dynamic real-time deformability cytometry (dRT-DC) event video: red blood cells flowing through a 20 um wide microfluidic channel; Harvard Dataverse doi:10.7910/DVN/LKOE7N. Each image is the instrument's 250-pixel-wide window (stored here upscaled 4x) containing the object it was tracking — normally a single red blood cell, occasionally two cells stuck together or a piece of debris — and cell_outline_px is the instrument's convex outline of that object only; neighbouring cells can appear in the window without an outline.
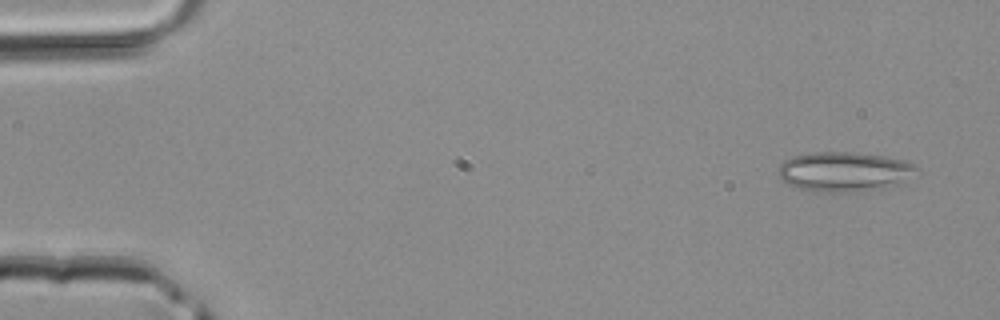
{"species": "common noctule bat (a hibernating species)", "species_latin": "Nyctalus noctula", "temperature_condition": "room temperature", "stored_images_in_passage": 4, "camera_frame_rate_fps": 3000, "um_per_image_px": 0.085, "animal": {"sex": "male", "body_mass_g": 20.4}, "frame": {"image": 1, "passage_image": 1, "time_ms": 0.0, "image_size_px": [1000, 320], "cell_outline_px": [[920, 172], [900, 180], [856, 192], [824, 192], [800, 188], [788, 184], [780, 180], [776, 172], [780, 164], [784, 160], [792, 156], [812, 152], [852, 152], [884, 156], [916, 164], [920, 168]], "centroid_in_image_um": [71.65, 14.56], "position_along_channel_um": 13.4, "area_um2": 31.39}}